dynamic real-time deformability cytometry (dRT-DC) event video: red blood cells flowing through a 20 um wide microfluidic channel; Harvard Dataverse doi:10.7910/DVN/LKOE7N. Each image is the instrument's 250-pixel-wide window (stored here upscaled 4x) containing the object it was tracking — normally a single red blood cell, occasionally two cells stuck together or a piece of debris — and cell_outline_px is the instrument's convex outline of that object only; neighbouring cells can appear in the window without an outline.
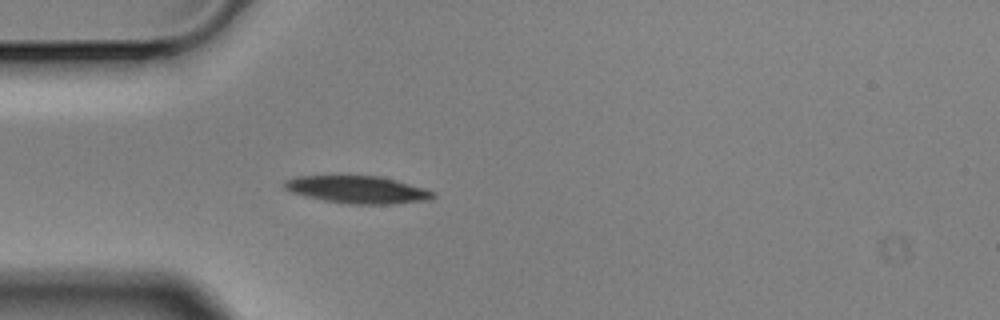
{"species": "Egyptian fruit bat (a non-hibernating species)", "species_latin": "Rousettus aegyptiacus", "temperature_condition": "cold", "stored_images_in_passage": 4, "camera_frame_rate_fps": 3000, "um_per_image_px": 0.085, "animal": {"sex": "male"}, "frame": {"image": 1, "passage_image": 4, "time_ms": 1.0, "image_size_px": [1000, 320], "cell_outline_px": [[436, 196], [428, 200], [392, 204], [348, 204], [324, 200], [304, 196], [292, 192], [284, 188], [284, 180], [296, 176], [380, 176], [396, 180], [424, 188], [436, 192]], "centroid_in_image_um": [30.4, 16.12], "position_along_channel_um": 54.6, "area_um2": 23.76}}